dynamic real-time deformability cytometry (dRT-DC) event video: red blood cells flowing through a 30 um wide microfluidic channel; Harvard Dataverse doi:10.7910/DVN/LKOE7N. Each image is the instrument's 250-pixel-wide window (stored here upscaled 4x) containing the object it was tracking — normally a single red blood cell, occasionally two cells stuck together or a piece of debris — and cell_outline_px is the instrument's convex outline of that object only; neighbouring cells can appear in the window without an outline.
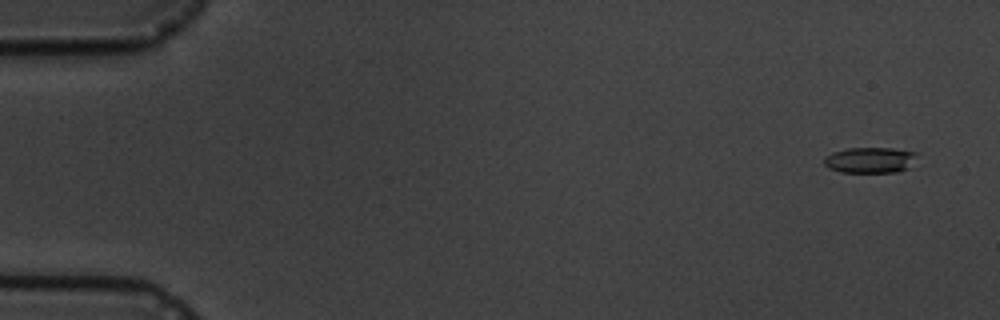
{"species": "common noctule bat (a hibernating species)", "species_latin": "Nyctalus noctula", "temperature_condition": "cold", "stored_images_in_passage": 7, "camera_frame_rate_fps": 3000, "um_per_image_px": 0.085, "animal": {"sex": "male", "body_mass_g": 19.5, "forearm_length_mm": 54.6}, "frame": {"image": 1, "passage_image": 2, "time_ms": 1.0, "image_size_px": [1000, 320], "cell_outline_px": [[916, 152], [908, 168], [896, 172], [840, 172], [828, 168], [824, 164], [824, 156], [832, 152], [848, 148], [892, 148]], "centroid_in_image_um": [73.87, 13.6], "position_along_channel_um": 11.1, "area_um2": 13.81}}
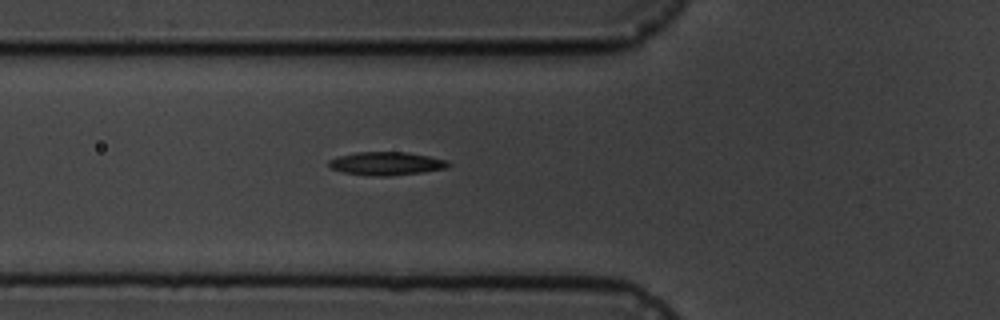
{"frame": {"image": 2, "passage_image": 7, "time_ms": 7.0, "image_size_px": [1000, 320], "cell_outline_px": [[452, 164], [448, 168], [420, 172], [388, 176], [380, 176], [344, 172], [332, 168], [328, 164], [328, 160], [340, 156], [356, 152], [408, 152], [448, 160]], "centroid_in_image_um": [32.89, 13.89], "position_along_channel_um": 92.9, "area_um2": 16.01}}